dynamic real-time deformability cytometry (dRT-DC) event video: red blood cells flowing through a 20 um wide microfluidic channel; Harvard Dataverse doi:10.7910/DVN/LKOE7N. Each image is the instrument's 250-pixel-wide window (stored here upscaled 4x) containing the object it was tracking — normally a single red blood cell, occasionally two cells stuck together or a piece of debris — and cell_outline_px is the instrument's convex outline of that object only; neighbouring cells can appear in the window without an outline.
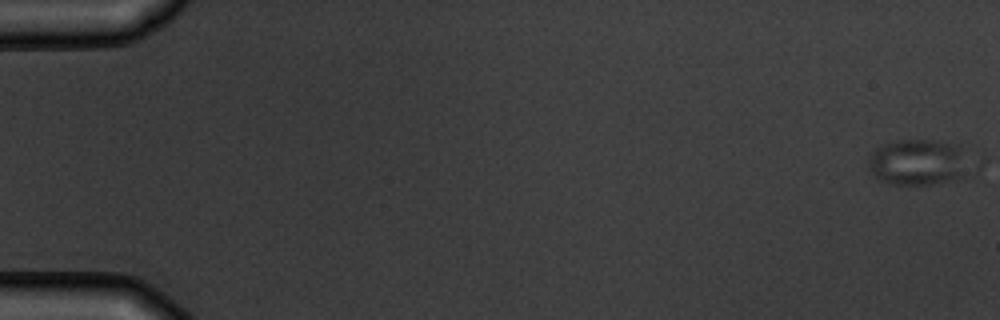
{"species": "common noctule bat (a hibernating species)", "species_latin": "Nyctalus noctula", "temperature_condition": "warm", "stored_images_in_passage": 6, "camera_frame_rate_fps": 3000, "um_per_image_px": 0.085, "animal": {"sex": "male", "body_mass_g": 19.5, "forearm_length_mm": 54.6}, "frame": {"image": 1, "passage_image": 1, "time_ms": 0.0, "image_size_px": [1000, 320], "cell_outline_px": [[960, 176], [928, 184], [892, 184], [880, 180], [868, 168], [868, 160], [872, 152], [876, 148], [884, 144], [896, 140], [940, 140], [960, 148]], "centroid_in_image_um": [77.8, 13.76], "position_along_channel_um": 7.2, "area_um2": 25.43}}
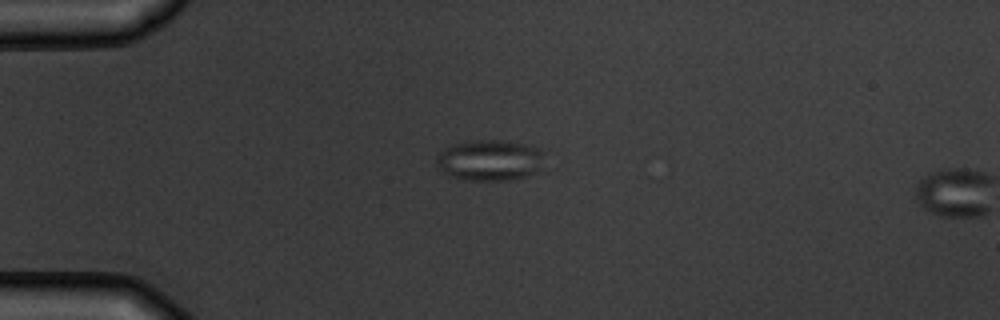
{"frame": {"image": 2, "passage_image": 5, "time_ms": 4.667, "image_size_px": [1000, 320], "cell_outline_px": [[544, 152], [536, 168], [532, 172], [524, 176], [512, 180], [464, 180], [448, 176], [440, 168], [436, 160], [436, 156], [444, 148], [452, 144], [476, 140], [500, 140], [524, 144], [540, 148]], "centroid_in_image_um": [41.55, 13.61], "position_along_channel_um": 43.4, "area_um2": 25.37}}